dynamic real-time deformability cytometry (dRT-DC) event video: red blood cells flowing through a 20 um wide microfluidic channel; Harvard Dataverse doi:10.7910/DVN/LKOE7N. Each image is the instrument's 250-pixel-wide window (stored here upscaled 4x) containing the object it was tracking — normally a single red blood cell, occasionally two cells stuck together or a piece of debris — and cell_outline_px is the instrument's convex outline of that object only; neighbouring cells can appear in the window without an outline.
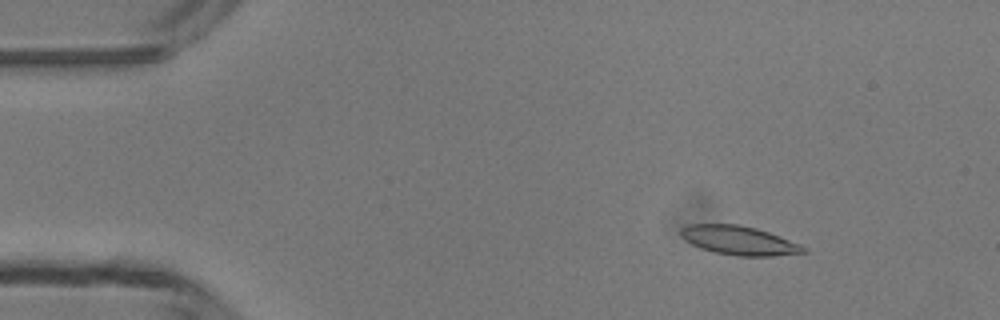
{"species": "common noctule bat (a hibernating species)", "species_latin": "Nyctalus noctula", "temperature_condition": "room temperature", "stored_images_in_passage": 48, "camera_frame_rate_fps": 3000, "um_per_image_px": 0.085, "animal": {"sex": "male", "body_mass_g": 13.3}, "frame": {"image": 1, "passage_image": 6, "time_ms": 1.667, "image_size_px": [1000, 320], "cell_outline_px": [[808, 252], [772, 256], [736, 256], [712, 252], [700, 248], [684, 240], [680, 236], [680, 228], [688, 224], [736, 224], [756, 228], [768, 232], [800, 244], [808, 248]], "centroid_in_image_um": [62.79, 20.44], "position_along_channel_um": 22.2, "area_um2": 20.87}}
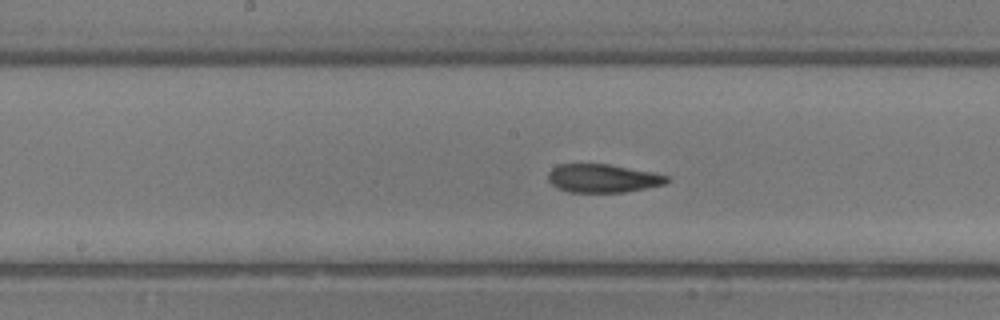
{"frame": {"image": 2, "passage_image": 24, "time_ms": 7.667, "image_size_px": [1000, 320], "cell_outline_px": [[668, 180], [664, 184], [624, 192], [568, 192], [556, 188], [548, 180], [548, 172], [552, 168], [560, 164], [608, 164], [652, 172], [668, 176]], "centroid_in_image_um": [51.19, 15.16], "position_along_channel_um": 197.0, "area_um2": 19.48}}
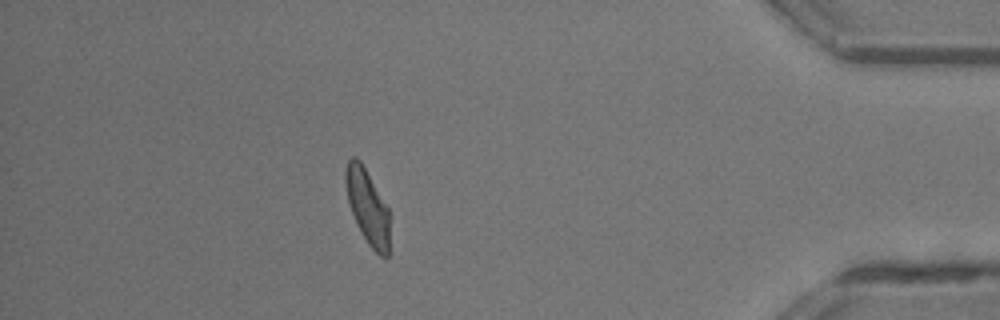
{"frame": {"image": 3, "passage_image": 42, "time_ms": 13.667, "image_size_px": [1000, 320], "cell_outline_px": [[388, 256], [384, 260], [368, 244], [352, 212], [348, 200], [344, 176], [344, 172], [348, 160], [352, 156], [356, 156], [360, 160], [388, 208]], "centroid_in_image_um": [31.23, 17.54], "position_along_channel_um": 404.0, "area_um2": 18.67}, "authors_computed_cell_mechanics": {"area_um2": 20.2589, "velocity_mm_per_s": 4.2591, "shape_relaxation_time_tau1_ms": 4.623, "shape_relaxation_time_tau2_ms": 1.2995, "deformation_change_tau1": 0.184, "deformation_change_tau2": 0.0868}}